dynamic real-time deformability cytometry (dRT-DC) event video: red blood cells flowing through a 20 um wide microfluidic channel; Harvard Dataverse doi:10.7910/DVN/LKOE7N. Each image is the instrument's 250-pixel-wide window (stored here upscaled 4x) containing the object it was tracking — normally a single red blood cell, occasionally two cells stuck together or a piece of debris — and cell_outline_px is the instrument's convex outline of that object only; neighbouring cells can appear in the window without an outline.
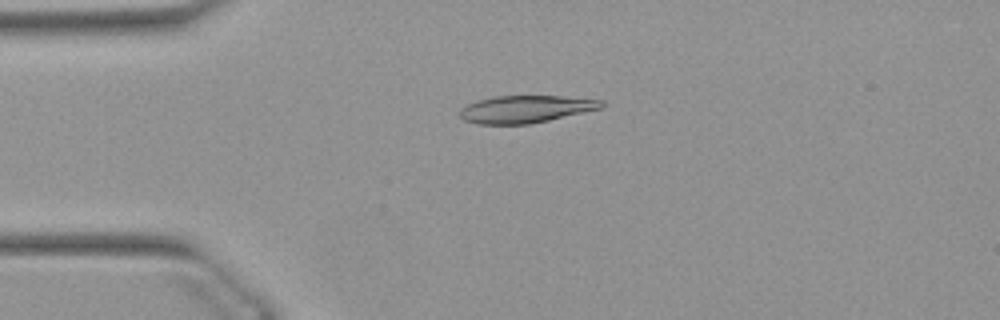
{"species": "Egyptian fruit bat (a non-hibernating species)", "species_latin": "Rousettus aegyptiacus", "temperature_condition": "warm", "stored_images_in_passage": 51, "camera_frame_rate_fps": 3000, "um_per_image_px": 0.085, "animal": {"sex": "female"}, "frame": {"image": 1, "passage_image": 12, "time_ms": 3.667, "image_size_px": [1000, 320], "cell_outline_px": [[604, 104], [600, 108], [548, 120], [528, 124], [476, 124], [464, 120], [460, 116], [460, 108], [468, 104], [492, 96], [560, 96], [604, 100]], "centroid_in_image_um": [44.64, 9.27], "position_along_channel_um": 40.4, "area_um2": 22.31}}
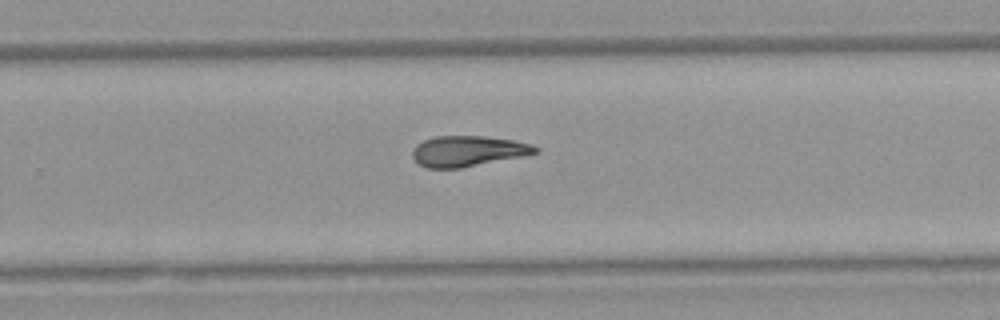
{"frame": {"image": 2, "passage_image": 33, "time_ms": 10.667, "image_size_px": [1000, 320], "cell_outline_px": [[540, 152], [524, 156], [460, 168], [428, 168], [420, 164], [412, 156], [412, 148], [416, 144], [424, 140], [436, 136], [484, 136], [512, 140], [532, 144], [540, 148]], "centroid_in_image_um": [39.8, 12.84], "position_along_channel_um": 290.0, "area_um2": 21.96}}
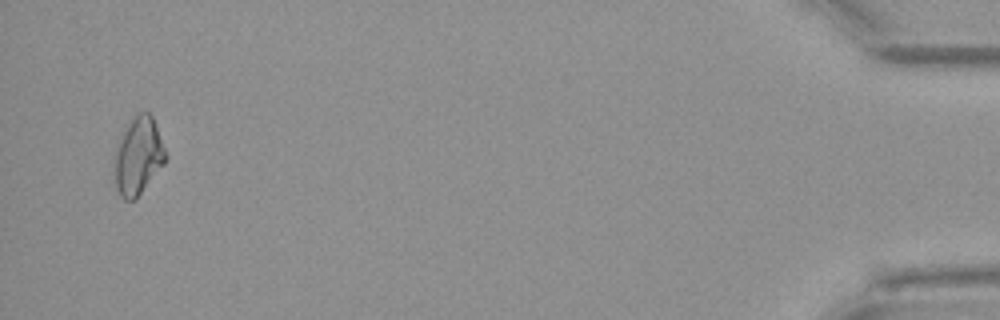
{"frame": {"image": 3, "passage_image": 50, "time_ms": 16.333, "image_size_px": [1000, 320], "cell_outline_px": [[168, 160], [136, 200], [124, 200], [120, 196], [116, 188], [116, 152], [124, 132], [128, 124], [140, 112], [148, 112], [152, 116], [168, 156]], "centroid_in_image_um": [11.81, 13.32], "position_along_channel_um": 423.4, "area_um2": 22.6}, "authors_computed_cell_mechanics": {"area_um2": 22.3108, "velocity_mm_per_s": 3.9194, "shape_relaxation_time_tau1_ms": null, "shape_relaxation_time_tau2_ms": 7.1605, "deformation_change_tau1": null, "deformation_change_tau2": 0.16}}